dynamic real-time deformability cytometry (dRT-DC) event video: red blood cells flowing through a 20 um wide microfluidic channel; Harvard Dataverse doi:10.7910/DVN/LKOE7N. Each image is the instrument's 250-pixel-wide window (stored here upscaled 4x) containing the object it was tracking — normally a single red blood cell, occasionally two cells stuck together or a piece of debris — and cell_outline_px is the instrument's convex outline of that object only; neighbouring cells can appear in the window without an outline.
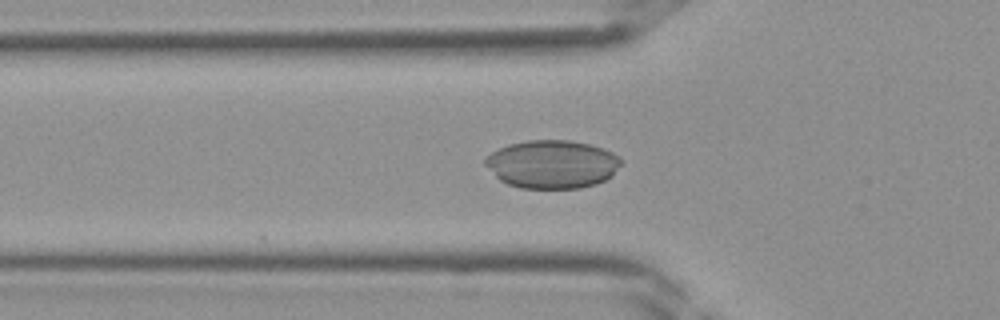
{"species": "Egyptian fruit bat (a non-hibernating species)", "species_latin": "Rousettus aegyptiacus", "temperature_condition": "room temperature", "stored_images_in_passage": 29, "camera_frame_rate_fps": 3000, "um_per_image_px": 0.085, "frame": {"image": 1, "passage_image": 3, "time_ms": 0.667, "image_size_px": [1000, 320], "cell_outline_px": [[624, 164], [612, 176], [596, 184], [580, 188], [520, 188], [508, 184], [500, 180], [484, 164], [484, 156], [508, 144], [528, 140], [568, 140], [588, 144], [604, 148], [620, 156], [624, 160]], "centroid_in_image_um": [46.97, 13.95], "position_along_channel_um": 78.8, "area_um2": 38.55}}
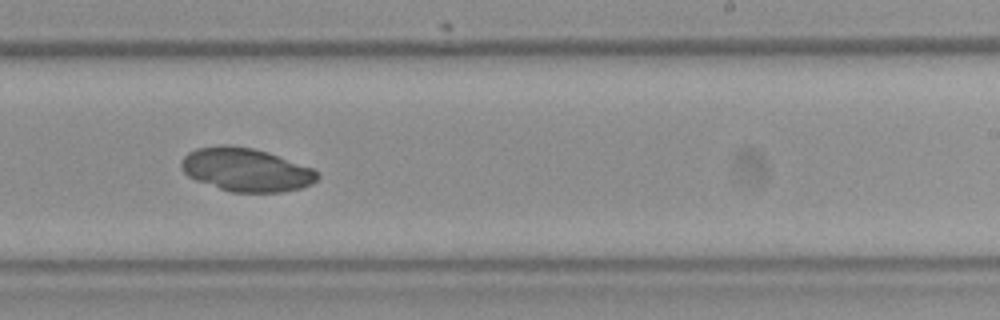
{"frame": {"image": 2, "passage_image": 14, "time_ms": 4.333, "image_size_px": [1000, 320], "cell_outline_px": [[320, 176], [312, 184], [300, 188], [280, 192], [232, 192], [196, 180], [188, 176], [180, 168], [180, 160], [188, 152], [196, 148], [220, 144], [228, 144], [252, 148], [268, 152], [312, 168], [320, 172]], "centroid_in_image_um": [20.9, 14.41], "position_along_channel_um": 268.1, "area_um2": 34.51}}
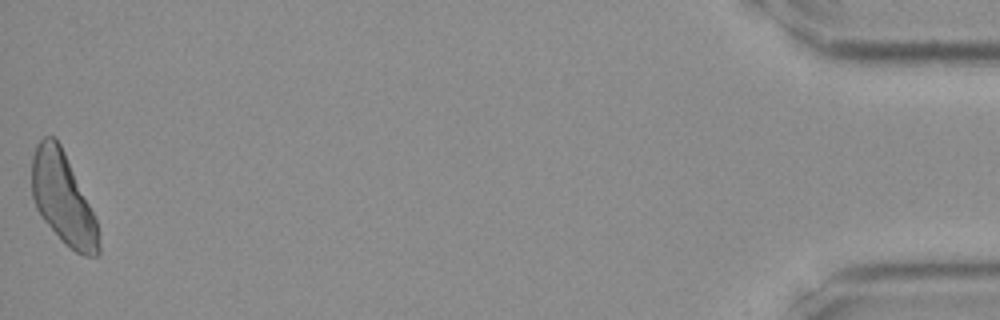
{"frame": {"image": 3, "passage_image": 29, "time_ms": 9.333, "image_size_px": [1000, 320], "cell_outline_px": [[100, 252], [96, 256], [84, 256], [76, 252], [64, 244], [60, 240], [40, 216], [36, 208], [32, 196], [32, 156], [36, 144], [44, 136], [52, 136], [60, 144], [64, 152], [96, 220], [100, 244]], "centroid_in_image_um": [5.33, 16.92], "position_along_channel_um": 429.9, "area_um2": 35.26}}